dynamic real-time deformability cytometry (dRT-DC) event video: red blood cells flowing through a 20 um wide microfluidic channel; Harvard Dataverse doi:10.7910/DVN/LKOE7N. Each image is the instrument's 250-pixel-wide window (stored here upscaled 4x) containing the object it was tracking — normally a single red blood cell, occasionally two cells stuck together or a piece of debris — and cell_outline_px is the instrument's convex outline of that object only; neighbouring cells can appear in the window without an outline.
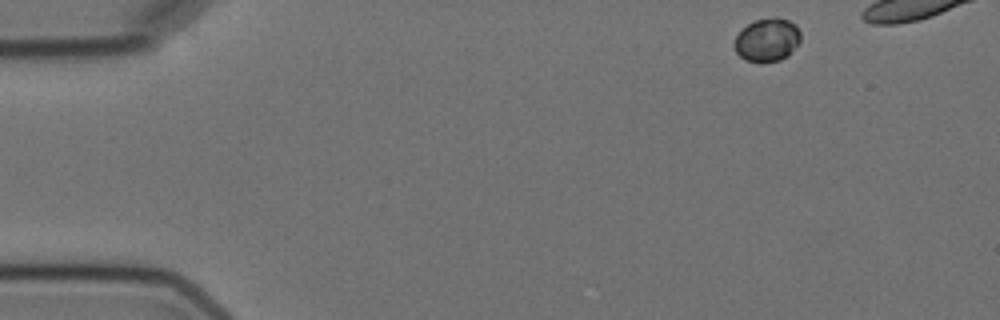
{"species": "Egyptian fruit bat (a non-hibernating species)", "species_latin": "Rousettus aegyptiacus", "temperature_condition": "cold", "stored_images_in_passage": 6, "segment_of_instrument_passage": [1, 2], "camera_frame_rate_fps": 3000, "um_per_image_px": 0.085, "animal": {"sex": "female"}, "frame": {"image": 1, "passage_image": 1, "time_ms": 0.0, "image_size_px": [1000, 320], "cell_outline_px": [[800, 40], [788, 56], [780, 60], [764, 64], [760, 64], [744, 60], [736, 52], [736, 36], [748, 24], [756, 20], [776, 16], [788, 20], [796, 24], [800, 32]], "centroid_in_image_um": [65.23, 3.42], "position_along_channel_um": 19.8, "area_um2": 16.82}}
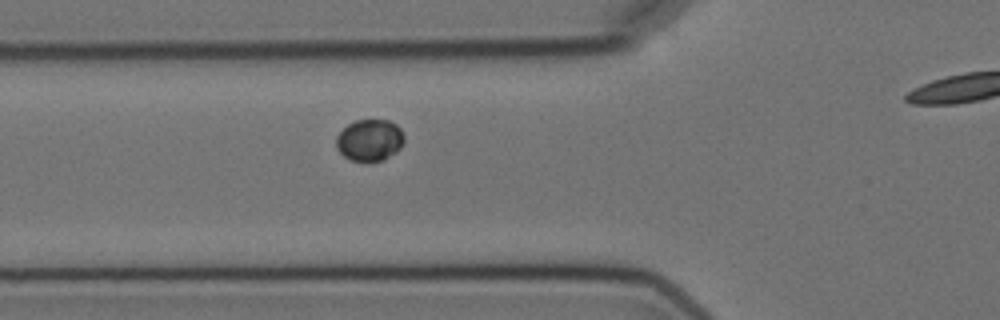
{"frame": {"image": 2, "passage_image": 5, "time_ms": 4.667, "image_size_px": [1000, 320], "cell_outline_px": [[404, 140], [400, 148], [396, 152], [384, 160], [364, 164], [352, 160], [344, 156], [336, 148], [336, 136], [348, 124], [356, 120], [388, 120], [396, 124], [400, 128], [404, 136]], "centroid_in_image_um": [31.42, 11.95], "position_along_channel_um": 94.4, "area_um2": 16.82}}